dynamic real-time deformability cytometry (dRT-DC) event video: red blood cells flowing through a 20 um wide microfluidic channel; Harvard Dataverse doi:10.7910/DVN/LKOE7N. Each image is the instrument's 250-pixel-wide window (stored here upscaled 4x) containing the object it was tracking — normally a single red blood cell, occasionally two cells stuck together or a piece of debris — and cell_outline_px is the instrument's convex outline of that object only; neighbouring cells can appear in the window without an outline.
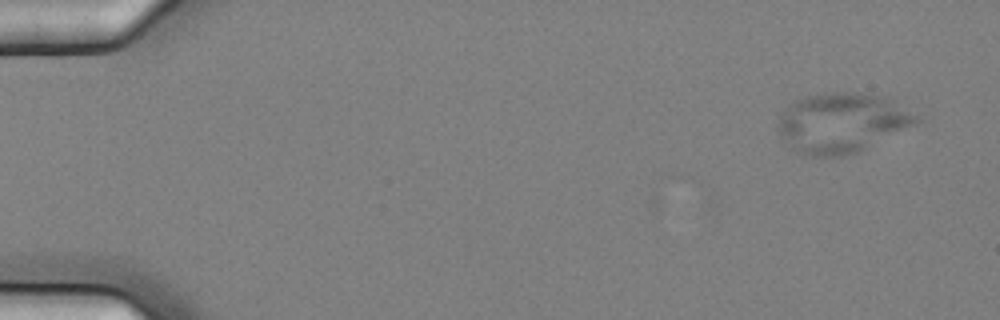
{"species": "common noctule bat (a hibernating species)", "species_latin": "Nyctalus noctula", "temperature_condition": "cold", "stored_images_in_passage": 4, "camera_frame_rate_fps": 3000, "um_per_image_px": 0.085, "animal": {"sex": "female", "body_mass_g": 25.1}, "frame": {"image": 1, "passage_image": 1, "time_ms": 0.0, "image_size_px": [1000, 320], "cell_outline_px": [[920, 120], [916, 124], [860, 152], [840, 156], [812, 156], [800, 152], [792, 148], [780, 136], [776, 128], [776, 124], [780, 116], [788, 104], [796, 100], [808, 96], [828, 92], [860, 92], [880, 96], [888, 100], [916, 116]], "centroid_in_image_um": [71.5, 10.45], "position_along_channel_um": 13.5, "area_um2": 47.74}}
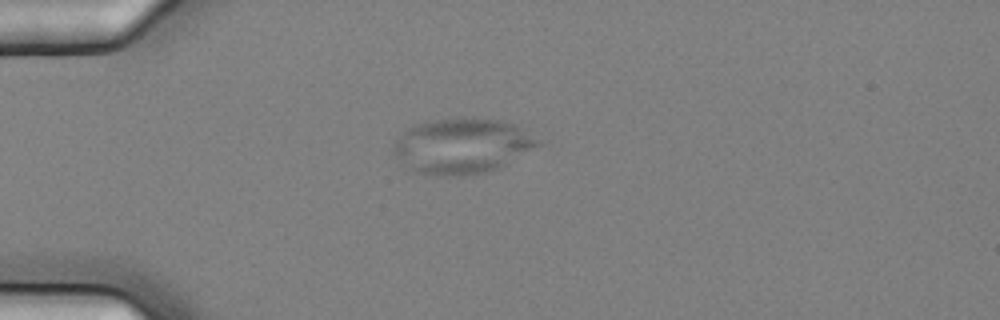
{"frame": {"image": 2, "passage_image": 4, "time_ms": 1.0, "image_size_px": [1000, 320], "cell_outline_px": [[548, 144], [496, 168], [484, 172], [460, 176], [444, 176], [416, 172], [396, 156], [392, 148], [396, 140], [412, 124], [424, 120], [460, 116], [472, 116], [500, 120], [516, 124]], "centroid_in_image_um": [39.36, 12.35], "position_along_channel_um": 45.6, "area_um2": 47.45}}